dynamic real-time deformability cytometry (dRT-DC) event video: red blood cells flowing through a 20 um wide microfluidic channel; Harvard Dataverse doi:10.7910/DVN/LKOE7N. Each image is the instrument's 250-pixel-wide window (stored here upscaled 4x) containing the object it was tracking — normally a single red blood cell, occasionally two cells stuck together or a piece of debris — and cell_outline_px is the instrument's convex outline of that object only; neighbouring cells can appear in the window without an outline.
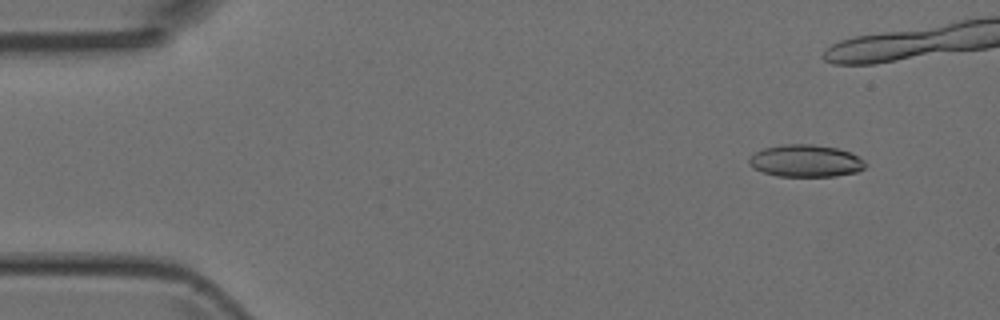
{"species": "Egyptian fruit bat (a non-hibernating species)", "species_latin": "Rousettus aegyptiacus", "temperature_condition": "room temperature", "stored_images_in_passage": 5, "camera_frame_rate_fps": 3000, "um_per_image_px": 0.085, "animal": {"sex": "female"}, "frame": {"image": 1, "passage_image": 1, "time_ms": 0.0, "image_size_px": [1000, 320], "cell_outline_px": [[868, 164], [864, 168], [856, 172], [836, 176], [776, 176], [764, 172], [756, 168], [748, 160], [748, 156], [764, 148], [784, 144], [812, 144], [836, 148], [848, 152], [864, 160]], "centroid_in_image_um": [68.5, 13.67], "position_along_channel_um": 16.5, "area_um2": 21.62}}